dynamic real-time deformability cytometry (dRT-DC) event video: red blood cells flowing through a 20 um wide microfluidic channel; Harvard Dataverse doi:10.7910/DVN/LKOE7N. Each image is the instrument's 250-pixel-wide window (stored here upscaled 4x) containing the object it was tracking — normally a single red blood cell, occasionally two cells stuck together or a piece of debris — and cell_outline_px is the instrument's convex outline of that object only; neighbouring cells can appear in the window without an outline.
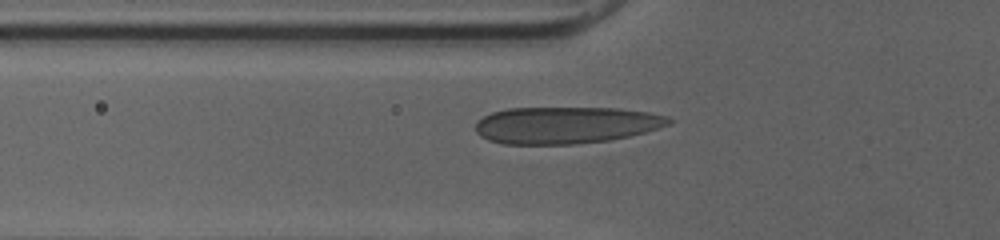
{"species": "human", "species_latin": "Homo sapiens", "temperature_condition": "cold", "stored_images_in_passage": 40, "camera_frame_rate_fps": 3000, "um_per_image_px": 0.085, "donor": {"sex": "female"}, "frame": {"image": 1, "passage_image": 8, "time_ms": 2.333, "image_size_px": [1000, 240], "cell_outline_px": [[672, 120], [668, 124], [644, 132], [628, 136], [608, 140], [576, 144], [504, 144], [488, 140], [480, 136], [476, 132], [476, 120], [492, 112], [508, 108], [620, 108], [648, 112], [668, 116]], "centroid_in_image_um": [48.05, 10.63], "position_along_channel_um": 77.7, "area_um2": 41.5}}
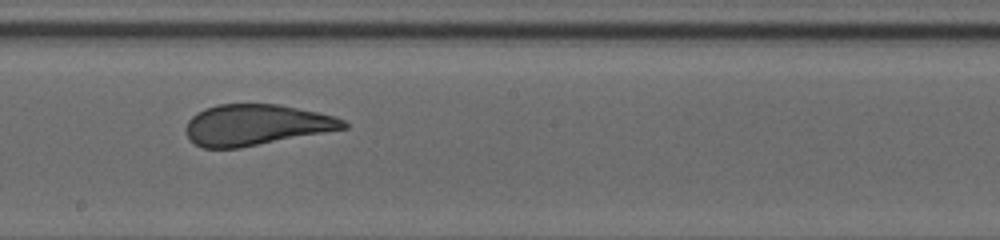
{"frame": {"image": 2, "passage_image": 19, "time_ms": 6.0, "image_size_px": [1000, 240], "cell_outline_px": [[348, 128], [240, 148], [204, 148], [196, 144], [188, 136], [188, 120], [196, 112], [204, 108], [216, 104], [280, 104], [336, 116], [344, 120], [348, 124]], "centroid_in_image_um": [21.8, 10.6], "position_along_channel_um": 226.4, "area_um2": 37.51}}
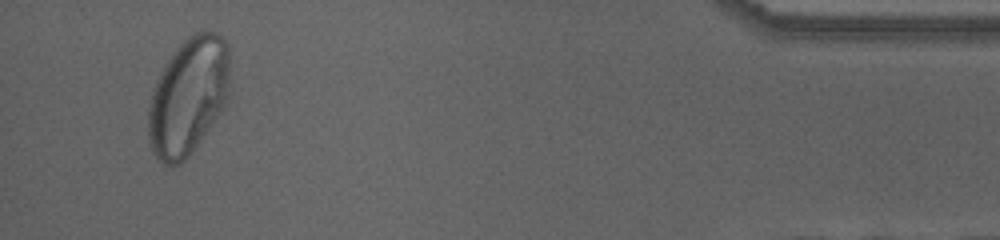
{"frame": {"image": 3, "passage_image": 38, "time_ms": 12.333, "image_size_px": [1000, 240], "cell_outline_px": [[228, 92], [224, 108], [192, 152], [180, 164], [164, 164], [152, 152], [148, 136], [148, 104], [152, 88], [164, 64], [172, 52], [184, 40], [196, 32], [208, 28], [216, 32], [228, 44]], "centroid_in_image_um": [15.98, 8.16], "position_along_channel_um": 419.2, "area_um2": 56.01}}